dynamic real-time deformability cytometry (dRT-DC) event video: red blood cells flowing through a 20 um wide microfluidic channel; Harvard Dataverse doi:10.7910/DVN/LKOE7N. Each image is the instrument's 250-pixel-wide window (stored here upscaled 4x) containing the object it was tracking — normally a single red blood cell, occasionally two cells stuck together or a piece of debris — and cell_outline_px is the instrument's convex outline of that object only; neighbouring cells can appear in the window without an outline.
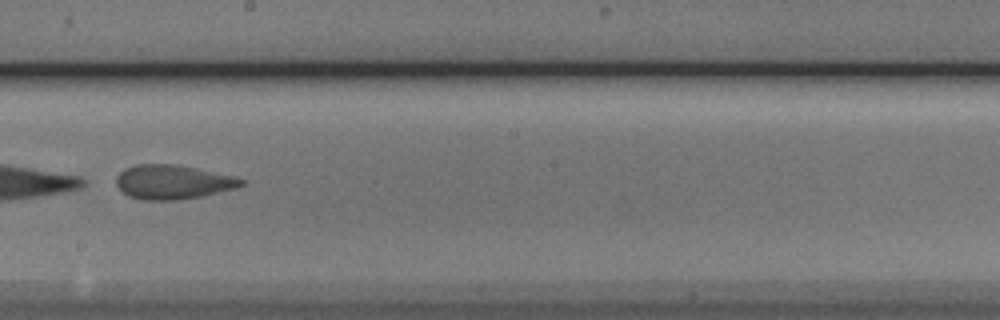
{"species": "Egyptian fruit bat (a non-hibernating species)", "species_latin": "Rousettus aegyptiacus", "temperature_condition": "cold", "stored_images_in_passage": 10, "camera_frame_rate_fps": 3000, "um_per_image_px": 0.085, "animal": {"sex": "male"}, "frame": {"image": 1, "passage_image": 8, "time_ms": 9.333, "image_size_px": [1000, 320], "cell_outline_px": [[244, 184], [236, 188], [200, 196], [176, 200], [144, 200], [128, 196], [116, 184], [116, 176], [124, 168], [136, 164], [172, 164], [196, 168], [232, 176], [244, 180]], "centroid_in_image_um": [14.65, 15.47], "position_along_channel_um": 233.6, "area_um2": 24.68}}